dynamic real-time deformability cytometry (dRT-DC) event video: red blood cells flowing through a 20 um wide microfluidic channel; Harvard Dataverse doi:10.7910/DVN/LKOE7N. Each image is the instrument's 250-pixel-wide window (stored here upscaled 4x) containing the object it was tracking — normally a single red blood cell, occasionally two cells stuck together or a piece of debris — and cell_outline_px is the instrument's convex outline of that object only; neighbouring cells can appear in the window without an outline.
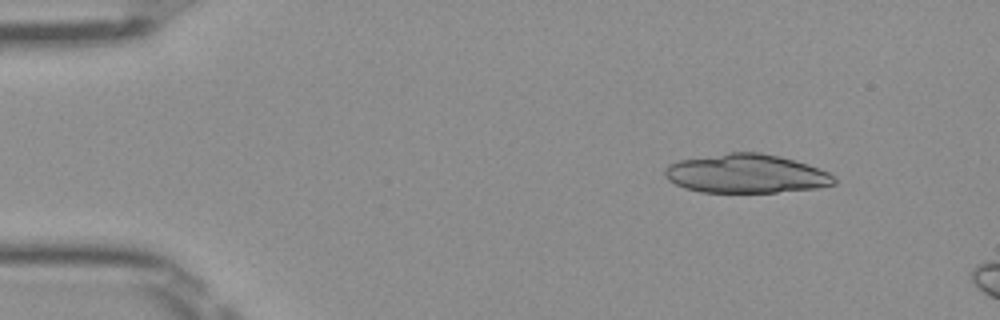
{"species": "Egyptian fruit bat (a non-hibernating species)", "species_latin": "Rousettus aegyptiacus", "temperature_condition": "room temperature", "stored_images_in_passage": 13, "camera_frame_rate_fps": 3000, "um_per_image_px": 0.085, "frame": {"image": 1, "passage_image": 6, "time_ms": 1.667, "image_size_px": [1000, 320], "cell_outline_px": [[836, 184], [816, 188], [776, 192], [700, 192], [684, 188], [668, 180], [664, 176], [664, 168], [668, 164], [680, 160], [728, 152], [760, 152], [780, 156], [808, 164], [828, 172], [836, 180]], "centroid_in_image_um": [63.4, 14.76], "position_along_channel_um": 21.6, "area_um2": 38.44}}